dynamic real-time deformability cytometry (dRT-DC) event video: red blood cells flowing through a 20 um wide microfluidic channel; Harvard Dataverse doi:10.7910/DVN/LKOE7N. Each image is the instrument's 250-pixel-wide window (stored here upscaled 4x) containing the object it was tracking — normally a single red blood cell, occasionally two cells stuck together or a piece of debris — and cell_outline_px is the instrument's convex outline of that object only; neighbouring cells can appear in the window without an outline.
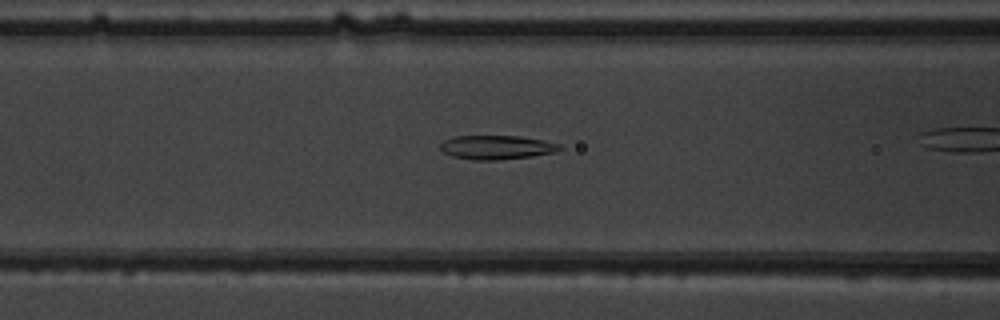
{"species": "common noctule bat (a hibernating species)", "species_latin": "Nyctalus noctula", "temperature_condition": "warm", "stored_images_in_passage": 34, "camera_frame_rate_fps": 3000, "um_per_image_px": 0.085, "animal": {"sex": "male", "body_mass_g": 19.5, "forearm_length_mm": 54.6}, "frame": {"image": 1, "passage_image": 15, "time_ms": 4.667, "image_size_px": [1000, 320], "cell_outline_px": [[564, 148], [556, 152], [532, 156], [496, 160], [472, 160], [452, 156], [444, 152], [440, 148], [440, 144], [444, 140], [456, 136], [520, 136], [544, 140], [560, 144]], "centroid_in_image_um": [42.24, 12.52], "position_along_channel_um": 124.4, "area_um2": 16.76}}